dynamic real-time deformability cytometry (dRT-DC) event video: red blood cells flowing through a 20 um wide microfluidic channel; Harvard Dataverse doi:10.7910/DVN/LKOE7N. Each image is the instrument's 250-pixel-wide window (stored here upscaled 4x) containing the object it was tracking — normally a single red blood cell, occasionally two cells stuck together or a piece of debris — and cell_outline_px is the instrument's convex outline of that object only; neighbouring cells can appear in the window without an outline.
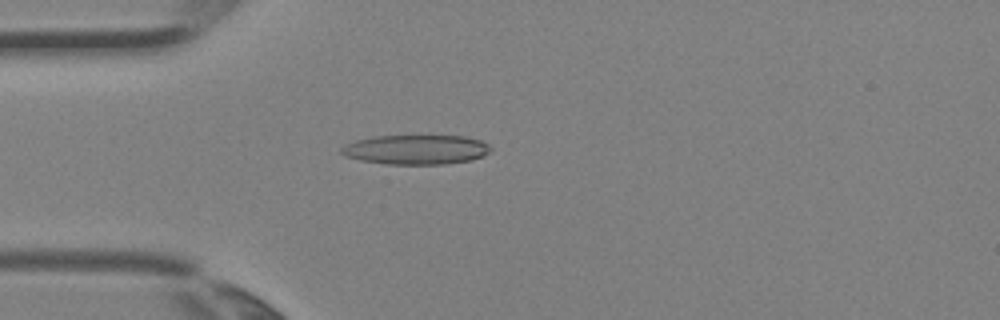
{"species": "Egyptian fruit bat (a non-hibernating species)", "species_latin": "Rousettus aegyptiacus", "temperature_condition": "room temperature", "stored_images_in_passage": 2, "camera_frame_rate_fps": 3000, "um_per_image_px": 0.085, "animal": {"sex": "female"}, "frame": {"image": 1, "passage_image": 2, "time_ms": 0.333, "image_size_px": [1000, 320], "cell_outline_px": [[492, 148], [484, 156], [472, 160], [444, 164], [388, 164], [360, 160], [344, 156], [340, 152], [340, 148], [344, 144], [356, 140], [372, 136], [464, 136], [480, 140], [488, 144]], "centroid_in_image_um": [35.34, 12.71], "position_along_channel_um": 49.7, "area_um2": 25.84}}